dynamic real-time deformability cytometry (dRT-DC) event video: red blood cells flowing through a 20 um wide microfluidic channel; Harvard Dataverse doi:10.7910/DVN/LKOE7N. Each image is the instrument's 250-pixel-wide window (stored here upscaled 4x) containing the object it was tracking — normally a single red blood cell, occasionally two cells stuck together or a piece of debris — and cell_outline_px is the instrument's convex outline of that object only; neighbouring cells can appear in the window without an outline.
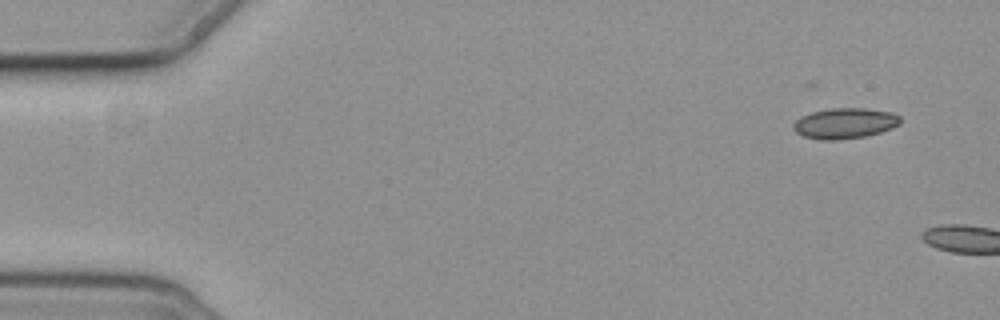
{"species": "common noctule bat (a hibernating species)", "species_latin": "Nyctalus noctula", "temperature_condition": "cold", "stored_images_in_passage": 2, "camera_frame_rate_fps": 3000, "um_per_image_px": 0.085, "animal": {"sex": "female", "body_mass_g": 19.3, "forearm_length_mm": 54.1}, "frame": {"image": 1, "passage_image": 1, "time_ms": 0.0, "image_size_px": [1000, 320], "cell_outline_px": [[900, 124], [892, 128], [880, 132], [864, 136], [836, 140], [820, 140], [804, 136], [796, 132], [792, 128], [792, 124], [800, 116], [812, 112], [832, 108], [864, 108], [892, 112], [900, 116]], "centroid_in_image_um": [71.79, 10.48], "position_along_channel_um": 13.2, "area_um2": 19.07}}